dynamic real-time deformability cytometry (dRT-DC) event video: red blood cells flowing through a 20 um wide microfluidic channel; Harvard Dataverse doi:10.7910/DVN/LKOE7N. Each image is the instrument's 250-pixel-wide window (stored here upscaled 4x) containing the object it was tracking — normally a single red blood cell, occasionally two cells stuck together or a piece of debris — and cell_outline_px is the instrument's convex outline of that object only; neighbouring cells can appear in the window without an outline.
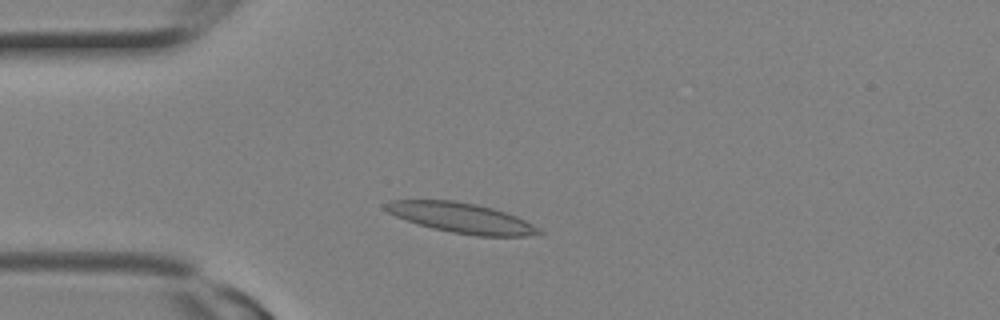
{"species": "Egyptian fruit bat (a non-hibernating species)", "species_latin": "Rousettus aegyptiacus", "temperature_condition": "room temperature", "stored_images_in_passage": 5, "camera_frame_rate_fps": 3000, "um_per_image_px": 0.085, "animal": {"sex": "female"}, "frame": {"image": 1, "passage_image": 4, "time_ms": 1.0, "image_size_px": [1000, 320], "cell_outline_px": [[544, 232], [524, 236], [476, 236], [452, 232], [432, 228], [416, 224], [396, 216], [388, 212], [384, 208], [384, 204], [388, 200], [452, 200], [476, 204], [492, 208], [516, 216], [540, 228]], "centroid_in_image_um": [39.19, 18.52], "position_along_channel_um": 45.8, "area_um2": 26.76}}